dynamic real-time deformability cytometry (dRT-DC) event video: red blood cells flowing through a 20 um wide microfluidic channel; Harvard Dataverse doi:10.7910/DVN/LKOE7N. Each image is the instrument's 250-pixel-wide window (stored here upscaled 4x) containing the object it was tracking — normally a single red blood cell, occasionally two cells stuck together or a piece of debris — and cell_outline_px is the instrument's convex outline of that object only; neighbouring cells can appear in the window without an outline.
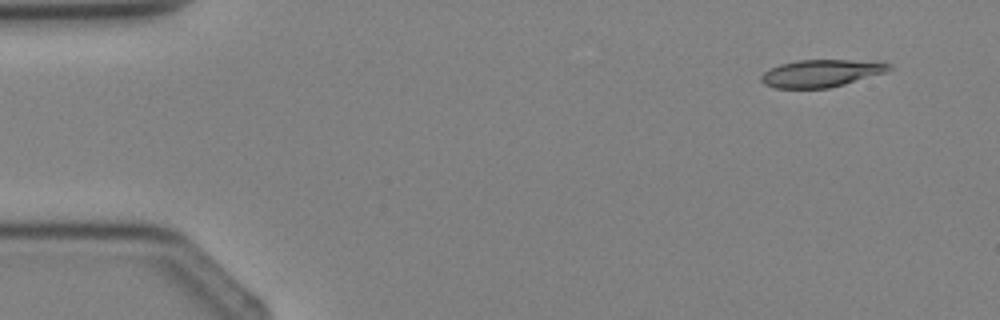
{"species": "Egyptian fruit bat (a non-hibernating species)", "species_latin": "Rousettus aegyptiacus", "temperature_condition": "cold", "stored_images_in_passage": 2, "camera_frame_rate_fps": 3000, "um_per_image_px": 0.085, "animal": {"sex": "female"}, "frame": {"image": 1, "passage_image": 1, "time_ms": 0.0, "image_size_px": [1000, 320], "cell_outline_px": [[892, 68], [888, 72], [844, 84], [828, 88], [776, 88], [764, 84], [760, 80], [760, 76], [768, 68], [780, 64], [796, 60], [880, 60], [892, 64]], "centroid_in_image_um": [69.86, 6.21], "position_along_channel_um": 15.1, "area_um2": 20.81}}